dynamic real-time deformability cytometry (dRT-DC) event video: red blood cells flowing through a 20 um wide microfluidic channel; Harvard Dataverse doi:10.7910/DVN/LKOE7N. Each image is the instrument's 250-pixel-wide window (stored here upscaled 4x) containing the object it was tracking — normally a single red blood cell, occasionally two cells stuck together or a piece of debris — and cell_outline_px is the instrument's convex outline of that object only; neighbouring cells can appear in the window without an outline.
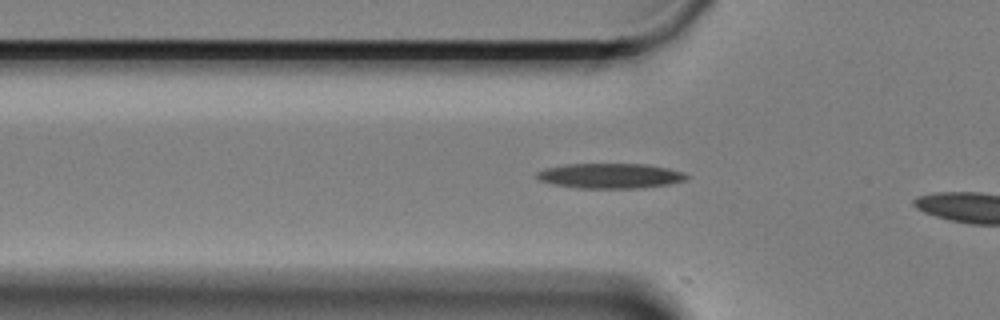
{"species": "Egyptian fruit bat (a non-hibernating species)", "species_latin": "Rousettus aegyptiacus", "temperature_condition": "cold", "stored_images_in_passage": 16, "camera_frame_rate_fps": 3000, "um_per_image_px": 0.085, "animal": {"sex": "female"}, "frame": {"image": 1, "passage_image": 14, "time_ms": 4.333, "image_size_px": [1000, 320], "cell_outline_px": [[688, 176], [684, 180], [672, 184], [640, 188], [580, 188], [552, 184], [540, 180], [536, 176], [536, 172], [544, 168], [564, 164], [648, 164], [668, 168], [684, 172]], "centroid_in_image_um": [51.86, 14.94], "position_along_channel_um": 73.9, "area_um2": 21.96}}